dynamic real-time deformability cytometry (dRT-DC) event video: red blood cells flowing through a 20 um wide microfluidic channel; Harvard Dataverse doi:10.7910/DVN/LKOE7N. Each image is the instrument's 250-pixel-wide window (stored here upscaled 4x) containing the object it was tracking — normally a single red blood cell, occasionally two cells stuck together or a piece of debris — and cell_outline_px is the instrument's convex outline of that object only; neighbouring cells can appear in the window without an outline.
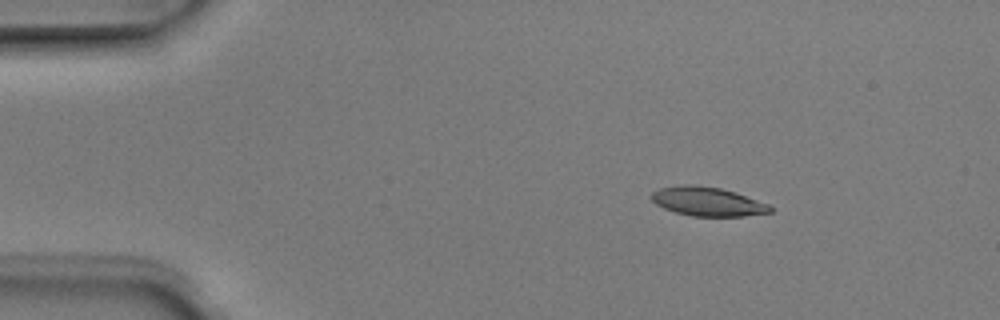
{"species": "Egyptian fruit bat (a non-hibernating species)", "species_latin": "Rousettus aegyptiacus", "temperature_condition": "room temperature", "stored_images_in_passage": 4, "camera_frame_rate_fps": 3000, "um_per_image_px": 0.085, "animal": {"sex": "male"}, "frame": {"image": 1, "passage_image": 2, "time_ms": 0.333, "image_size_px": [1000, 320], "cell_outline_px": [[772, 212], [744, 216], [692, 216], [676, 212], [664, 208], [656, 204], [648, 196], [652, 192], [660, 188], [684, 184], [692, 184], [720, 188], [736, 192], [768, 204], [772, 208]], "centroid_in_image_um": [60.12, 17.12], "position_along_channel_um": 24.9, "area_um2": 20.06}}